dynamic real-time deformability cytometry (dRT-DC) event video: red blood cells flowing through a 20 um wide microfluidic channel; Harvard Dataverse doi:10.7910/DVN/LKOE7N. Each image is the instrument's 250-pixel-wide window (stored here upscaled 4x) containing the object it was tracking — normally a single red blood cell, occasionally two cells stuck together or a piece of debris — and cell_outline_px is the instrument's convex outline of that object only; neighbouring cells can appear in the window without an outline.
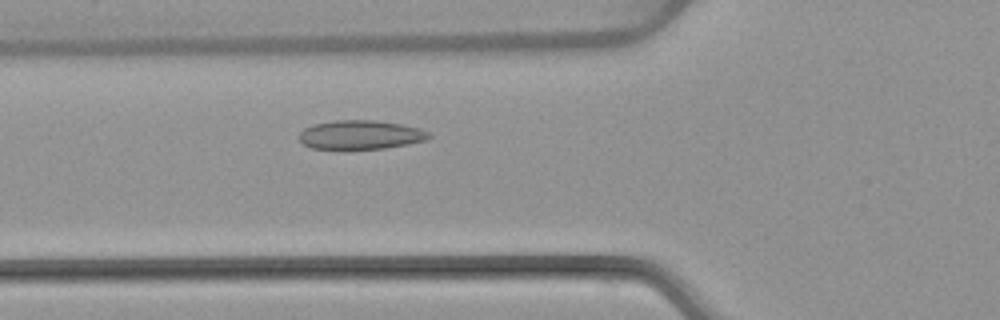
{"species": "common noctule bat (a hibernating species)", "species_latin": "Nyctalus noctula", "temperature_condition": "warm", "stored_images_in_passage": 49, "camera_frame_rate_fps": 3000, "um_per_image_px": 0.085, "animal": {"sex": "female", "body_mass_g": 22.7, "forearm_length_mm": 54.2}, "frame": {"image": 1, "passage_image": 15, "time_ms": 4.667, "image_size_px": [1000, 320], "cell_outline_px": [[432, 136], [428, 140], [408, 144], [384, 148], [312, 148], [304, 144], [300, 140], [300, 132], [304, 128], [312, 124], [336, 120], [376, 120], [400, 124], [420, 128], [428, 132]], "centroid_in_image_um": [30.67, 11.44], "position_along_channel_um": 95.1, "area_um2": 21.73}}
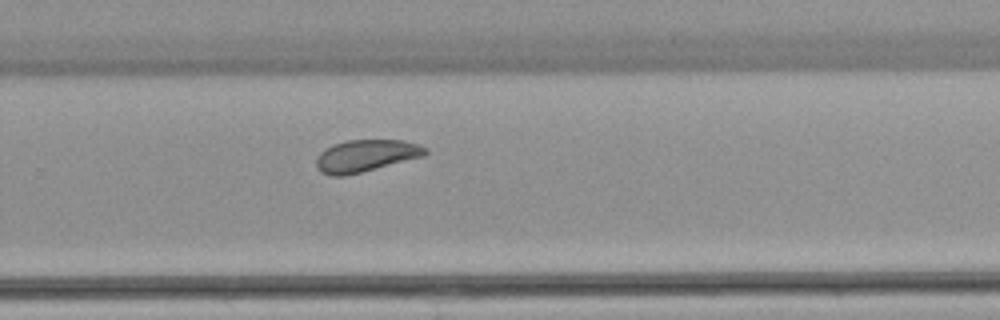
{"frame": {"image": 2, "passage_image": 31, "time_ms": 10.0, "image_size_px": [1000, 320], "cell_outline_px": [[428, 152], [424, 156], [344, 176], [332, 176], [320, 172], [316, 168], [316, 160], [320, 152], [324, 148], [332, 144], [348, 140], [404, 140], [428, 148]], "centroid_in_image_um": [31.06, 13.23], "position_along_channel_um": 298.7, "area_um2": 20.35}}
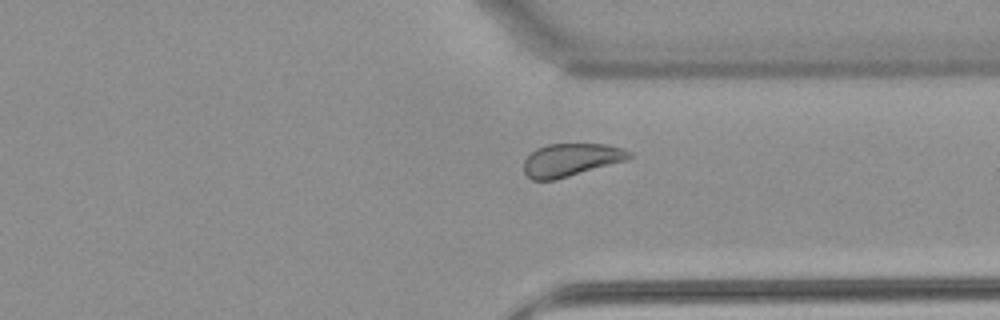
{"frame": {"image": 3, "passage_image": 36, "time_ms": 11.667, "image_size_px": [1000, 320], "cell_outline_px": [[632, 156], [628, 160], [556, 180], [532, 180], [524, 172], [524, 160], [536, 148], [548, 144], [604, 144], [624, 148], [632, 152]], "centroid_in_image_um": [48.56, 13.59], "position_along_channel_um": 362.8, "area_um2": 20.35}, "authors_computed_cell_mechanics": {"area_um2": 21.5016, "velocity_mm_per_s": 3.8168, "shape_relaxation_time_tau1_ms": 3.3143, "shape_relaxation_time_tau2_ms": 2.0048, "deformation_change_tau1": 0.0863, "deformation_change_tau2": 0.056}}